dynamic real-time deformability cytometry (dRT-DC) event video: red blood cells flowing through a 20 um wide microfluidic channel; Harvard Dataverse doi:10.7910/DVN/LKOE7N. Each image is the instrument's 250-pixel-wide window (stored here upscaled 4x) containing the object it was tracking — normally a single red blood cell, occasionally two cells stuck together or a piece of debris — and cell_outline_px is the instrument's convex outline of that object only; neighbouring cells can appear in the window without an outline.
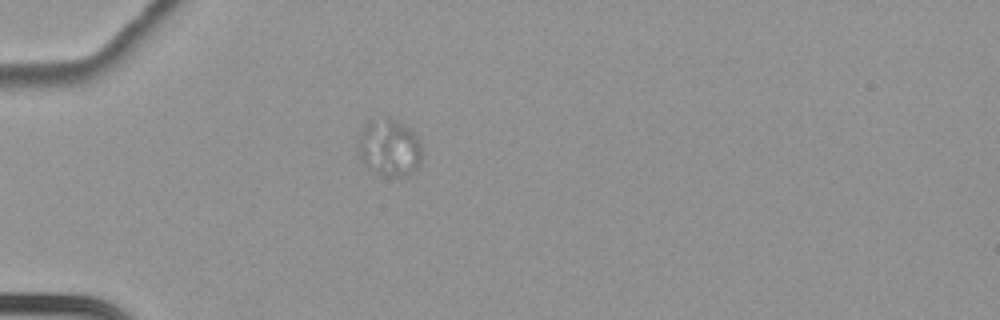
{"species": "common noctule bat (a hibernating species)", "species_latin": "Nyctalus noctula", "temperature_condition": "cold", "stored_images_in_passage": 44, "camera_frame_rate_fps": 3000, "um_per_image_px": 0.085, "animal": {"sex": "female", "body_mass_g": 22.7, "forearm_length_mm": 54.2}, "frame": {"image": 1, "passage_image": 1, "time_ms": 0.0, "image_size_px": [1000, 320], "cell_outline_px": [[424, 152], [420, 164], [416, 172], [408, 176], [396, 180], [384, 176], [368, 168], [360, 160], [356, 152], [356, 148], [360, 132], [364, 124], [368, 120], [388, 116], [396, 120], [420, 136]], "centroid_in_image_um": [33.12, 12.59], "position_along_channel_um": 51.9, "area_um2": 22.72}}
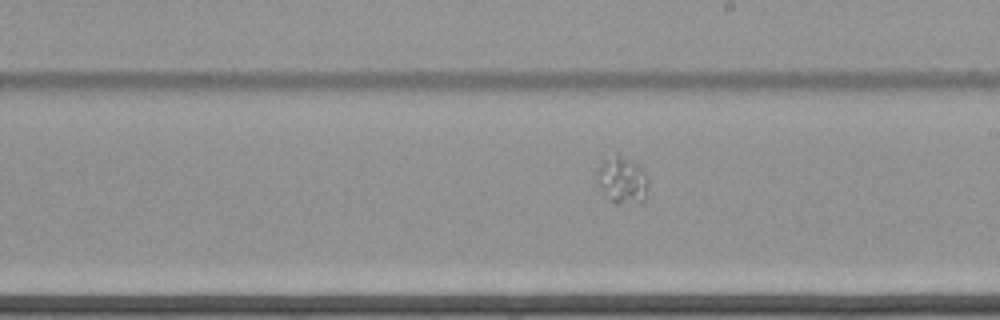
{"frame": {"image": 2, "passage_image": 19, "time_ms": 6.0, "image_size_px": [1000, 320], "cell_outline_px": [[648, 184], [644, 200], [616, 204], [608, 196], [596, 180], [596, 172], [600, 164], [604, 160], [616, 152], [632, 160], [648, 176]], "centroid_in_image_um": [52.88, 15.25], "position_along_channel_um": 236.1, "area_um2": 13.76}}
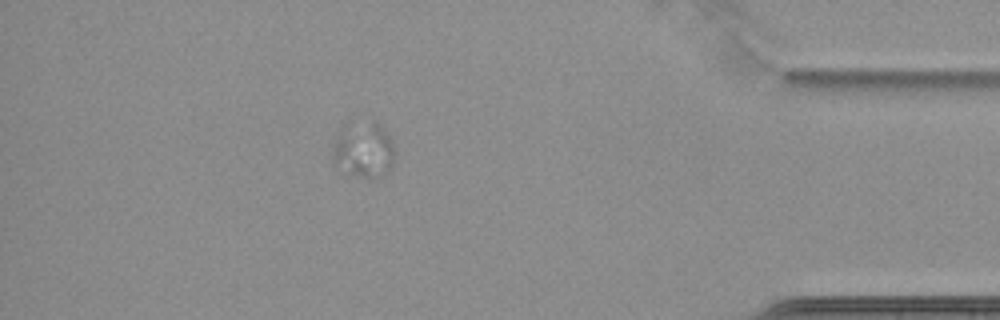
{"frame": {"image": 3, "passage_image": 37, "time_ms": 12.0, "image_size_px": [1000, 320], "cell_outline_px": [[396, 156], [392, 168], [380, 176], [372, 180], [368, 180], [344, 176], [336, 168], [332, 156], [332, 144], [340, 124], [344, 120], [372, 116], [384, 128], [392, 140]], "centroid_in_image_um": [30.85, 12.67], "position_along_channel_um": 404.4, "area_um2": 22.83}}